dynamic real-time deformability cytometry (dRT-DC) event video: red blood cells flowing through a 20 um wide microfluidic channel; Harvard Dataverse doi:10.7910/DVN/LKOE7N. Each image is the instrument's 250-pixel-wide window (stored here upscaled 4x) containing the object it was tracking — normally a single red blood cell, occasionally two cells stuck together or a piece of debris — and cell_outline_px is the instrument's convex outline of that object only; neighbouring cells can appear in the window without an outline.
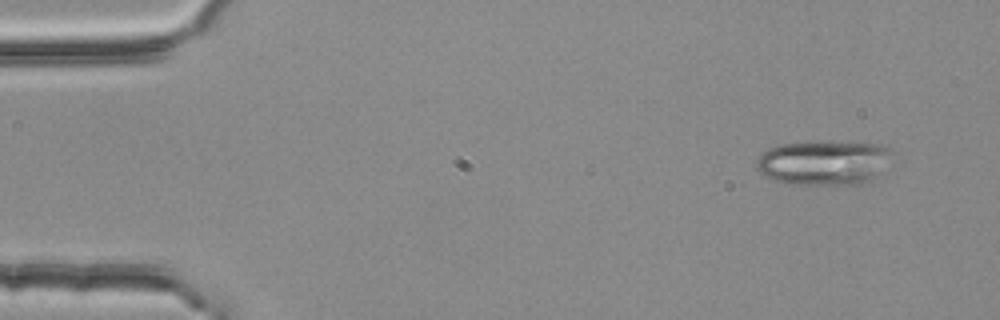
{"species": "common noctule bat (a hibernating species)", "species_latin": "Nyctalus noctula", "temperature_condition": "room temperature", "stored_images_in_passage": 2, "camera_frame_rate_fps": 3000, "um_per_image_px": 0.085, "animal": {"sex": "female", "body_mass_g": 25.1}, "frame": {"image": 1, "passage_image": 2, "time_ms": 0.333, "image_size_px": [1000, 320], "cell_outline_px": [[892, 152], [884, 176], [872, 180], [856, 184], [792, 184], [772, 180], [764, 176], [756, 168], [756, 160], [768, 148], [780, 144], [804, 140], [812, 140], [888, 144], [892, 148]], "centroid_in_image_um": [70.1, 13.79], "position_along_channel_um": 14.9, "area_um2": 36.65}}